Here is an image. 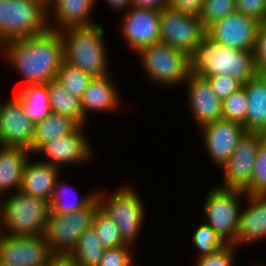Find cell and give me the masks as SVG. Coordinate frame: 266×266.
Returning a JSON list of instances; mask_svg holds the SVG:
<instances>
[{
	"instance_id": "6da1fadb",
	"label": "cell",
	"mask_w": 266,
	"mask_h": 266,
	"mask_svg": "<svg viewBox=\"0 0 266 266\" xmlns=\"http://www.w3.org/2000/svg\"><path fill=\"white\" fill-rule=\"evenodd\" d=\"M0 60L12 66L23 79V85L48 84L57 77L63 62L61 32L44 33L6 41L0 46Z\"/></svg>"
},
{
	"instance_id": "7a4b0ae2",
	"label": "cell",
	"mask_w": 266,
	"mask_h": 266,
	"mask_svg": "<svg viewBox=\"0 0 266 266\" xmlns=\"http://www.w3.org/2000/svg\"><path fill=\"white\" fill-rule=\"evenodd\" d=\"M189 71L204 78L225 74L242 84L257 74L253 51L220 45L207 35L189 55Z\"/></svg>"
},
{
	"instance_id": "3957f363",
	"label": "cell",
	"mask_w": 266,
	"mask_h": 266,
	"mask_svg": "<svg viewBox=\"0 0 266 266\" xmlns=\"http://www.w3.org/2000/svg\"><path fill=\"white\" fill-rule=\"evenodd\" d=\"M105 31L103 24L99 22L90 26L70 27L60 31L63 61L92 77L112 74L107 57V44L104 41Z\"/></svg>"
},
{
	"instance_id": "277c9868",
	"label": "cell",
	"mask_w": 266,
	"mask_h": 266,
	"mask_svg": "<svg viewBox=\"0 0 266 266\" xmlns=\"http://www.w3.org/2000/svg\"><path fill=\"white\" fill-rule=\"evenodd\" d=\"M49 213L50 202L44 199L22 191L3 195L0 197V233L23 237L44 235Z\"/></svg>"
},
{
	"instance_id": "5b68a950",
	"label": "cell",
	"mask_w": 266,
	"mask_h": 266,
	"mask_svg": "<svg viewBox=\"0 0 266 266\" xmlns=\"http://www.w3.org/2000/svg\"><path fill=\"white\" fill-rule=\"evenodd\" d=\"M102 190L97 192L100 209L117 224L122 240L135 247L147 217L142 196L128 183L109 194Z\"/></svg>"
},
{
	"instance_id": "8992f818",
	"label": "cell",
	"mask_w": 266,
	"mask_h": 266,
	"mask_svg": "<svg viewBox=\"0 0 266 266\" xmlns=\"http://www.w3.org/2000/svg\"><path fill=\"white\" fill-rule=\"evenodd\" d=\"M135 55L146 80L158 88L167 86L170 90L183 86L190 74L189 56L168 44L159 42L142 48Z\"/></svg>"
},
{
	"instance_id": "52a82bcc",
	"label": "cell",
	"mask_w": 266,
	"mask_h": 266,
	"mask_svg": "<svg viewBox=\"0 0 266 266\" xmlns=\"http://www.w3.org/2000/svg\"><path fill=\"white\" fill-rule=\"evenodd\" d=\"M47 7L38 0H0V46L6 41L44 33Z\"/></svg>"
},
{
	"instance_id": "ba28073f",
	"label": "cell",
	"mask_w": 266,
	"mask_h": 266,
	"mask_svg": "<svg viewBox=\"0 0 266 266\" xmlns=\"http://www.w3.org/2000/svg\"><path fill=\"white\" fill-rule=\"evenodd\" d=\"M246 197L243 190L211 187L202 205L203 222L209 225L225 244L237 246V231L242 205Z\"/></svg>"
},
{
	"instance_id": "9c48e42d",
	"label": "cell",
	"mask_w": 266,
	"mask_h": 266,
	"mask_svg": "<svg viewBox=\"0 0 266 266\" xmlns=\"http://www.w3.org/2000/svg\"><path fill=\"white\" fill-rule=\"evenodd\" d=\"M99 208L96 198L86 208L69 214H55L50 211L44 238L52 253L70 255L82 233L93 226L94 216Z\"/></svg>"
},
{
	"instance_id": "30bf717a",
	"label": "cell",
	"mask_w": 266,
	"mask_h": 266,
	"mask_svg": "<svg viewBox=\"0 0 266 266\" xmlns=\"http://www.w3.org/2000/svg\"><path fill=\"white\" fill-rule=\"evenodd\" d=\"M85 128V126H78L73 132L47 142L40 146L32 156L40 155V158L45 156L38 161L49 163L61 171H63L62 167L65 168L68 165L79 166L84 163H91L94 159L95 150L93 144L89 142Z\"/></svg>"
},
{
	"instance_id": "8fae6325",
	"label": "cell",
	"mask_w": 266,
	"mask_h": 266,
	"mask_svg": "<svg viewBox=\"0 0 266 266\" xmlns=\"http://www.w3.org/2000/svg\"><path fill=\"white\" fill-rule=\"evenodd\" d=\"M265 136L259 132L244 133L230 159L221 168L223 183H217L218 188L244 190L250 184L260 143Z\"/></svg>"
},
{
	"instance_id": "7c38bea8",
	"label": "cell",
	"mask_w": 266,
	"mask_h": 266,
	"mask_svg": "<svg viewBox=\"0 0 266 266\" xmlns=\"http://www.w3.org/2000/svg\"><path fill=\"white\" fill-rule=\"evenodd\" d=\"M206 35L201 20L169 7L160 11V41L190 55Z\"/></svg>"
},
{
	"instance_id": "4fadbf2b",
	"label": "cell",
	"mask_w": 266,
	"mask_h": 266,
	"mask_svg": "<svg viewBox=\"0 0 266 266\" xmlns=\"http://www.w3.org/2000/svg\"><path fill=\"white\" fill-rule=\"evenodd\" d=\"M120 20L121 38L135 54L160 41V11L132 6Z\"/></svg>"
},
{
	"instance_id": "5bb4252c",
	"label": "cell",
	"mask_w": 266,
	"mask_h": 266,
	"mask_svg": "<svg viewBox=\"0 0 266 266\" xmlns=\"http://www.w3.org/2000/svg\"><path fill=\"white\" fill-rule=\"evenodd\" d=\"M198 130L203 151L210 161L220 168L230 159L240 138L246 132L242 124L223 118Z\"/></svg>"
},
{
	"instance_id": "9a60e30c",
	"label": "cell",
	"mask_w": 266,
	"mask_h": 266,
	"mask_svg": "<svg viewBox=\"0 0 266 266\" xmlns=\"http://www.w3.org/2000/svg\"><path fill=\"white\" fill-rule=\"evenodd\" d=\"M44 235L8 236L0 233V262L11 266H45L53 256Z\"/></svg>"
},
{
	"instance_id": "2e32d148",
	"label": "cell",
	"mask_w": 266,
	"mask_h": 266,
	"mask_svg": "<svg viewBox=\"0 0 266 266\" xmlns=\"http://www.w3.org/2000/svg\"><path fill=\"white\" fill-rule=\"evenodd\" d=\"M259 25L254 18L234 12L211 24L206 35L220 45L254 51Z\"/></svg>"
},
{
	"instance_id": "e0dca14e",
	"label": "cell",
	"mask_w": 266,
	"mask_h": 266,
	"mask_svg": "<svg viewBox=\"0 0 266 266\" xmlns=\"http://www.w3.org/2000/svg\"><path fill=\"white\" fill-rule=\"evenodd\" d=\"M34 125L14 93L6 101L0 99V145L24 147L32 154Z\"/></svg>"
},
{
	"instance_id": "ac0fdd59",
	"label": "cell",
	"mask_w": 266,
	"mask_h": 266,
	"mask_svg": "<svg viewBox=\"0 0 266 266\" xmlns=\"http://www.w3.org/2000/svg\"><path fill=\"white\" fill-rule=\"evenodd\" d=\"M186 84L189 113L197 128L222 119V101L213 92L208 80L204 77L189 74Z\"/></svg>"
},
{
	"instance_id": "d6986e66",
	"label": "cell",
	"mask_w": 266,
	"mask_h": 266,
	"mask_svg": "<svg viewBox=\"0 0 266 266\" xmlns=\"http://www.w3.org/2000/svg\"><path fill=\"white\" fill-rule=\"evenodd\" d=\"M96 3V0H54L47 7L48 29L62 31L97 23L93 20Z\"/></svg>"
},
{
	"instance_id": "ffe728a7",
	"label": "cell",
	"mask_w": 266,
	"mask_h": 266,
	"mask_svg": "<svg viewBox=\"0 0 266 266\" xmlns=\"http://www.w3.org/2000/svg\"><path fill=\"white\" fill-rule=\"evenodd\" d=\"M112 74L92 77L82 95L81 108L83 117L88 122L89 112L115 113L120 108L122 97L119 89L112 79ZM121 98V99H120Z\"/></svg>"
},
{
	"instance_id": "44dd1931",
	"label": "cell",
	"mask_w": 266,
	"mask_h": 266,
	"mask_svg": "<svg viewBox=\"0 0 266 266\" xmlns=\"http://www.w3.org/2000/svg\"><path fill=\"white\" fill-rule=\"evenodd\" d=\"M247 205L242 206L237 231V247L266 240V195H246Z\"/></svg>"
},
{
	"instance_id": "7402d4cb",
	"label": "cell",
	"mask_w": 266,
	"mask_h": 266,
	"mask_svg": "<svg viewBox=\"0 0 266 266\" xmlns=\"http://www.w3.org/2000/svg\"><path fill=\"white\" fill-rule=\"evenodd\" d=\"M33 158L35 157L30 156L25 163L20 191L50 202L55 183L62 171L49 163L37 159L35 161Z\"/></svg>"
},
{
	"instance_id": "603a6c76",
	"label": "cell",
	"mask_w": 266,
	"mask_h": 266,
	"mask_svg": "<svg viewBox=\"0 0 266 266\" xmlns=\"http://www.w3.org/2000/svg\"><path fill=\"white\" fill-rule=\"evenodd\" d=\"M30 156L24 147L0 145V197L20 191L23 169Z\"/></svg>"
},
{
	"instance_id": "cb8c5ba5",
	"label": "cell",
	"mask_w": 266,
	"mask_h": 266,
	"mask_svg": "<svg viewBox=\"0 0 266 266\" xmlns=\"http://www.w3.org/2000/svg\"><path fill=\"white\" fill-rule=\"evenodd\" d=\"M242 87L246 90L248 101L246 132L266 135V76L256 74Z\"/></svg>"
},
{
	"instance_id": "d4e9b609",
	"label": "cell",
	"mask_w": 266,
	"mask_h": 266,
	"mask_svg": "<svg viewBox=\"0 0 266 266\" xmlns=\"http://www.w3.org/2000/svg\"><path fill=\"white\" fill-rule=\"evenodd\" d=\"M61 177L55 183L53 195L50 200L51 212L55 214H69L86 208L97 198L98 190L91 189L88 193L79 196L74 186L61 180Z\"/></svg>"
},
{
	"instance_id": "484cf974",
	"label": "cell",
	"mask_w": 266,
	"mask_h": 266,
	"mask_svg": "<svg viewBox=\"0 0 266 266\" xmlns=\"http://www.w3.org/2000/svg\"><path fill=\"white\" fill-rule=\"evenodd\" d=\"M13 93L19 98L25 114L34 124L42 121L52 112L48 84L20 86Z\"/></svg>"
},
{
	"instance_id": "4316f807",
	"label": "cell",
	"mask_w": 266,
	"mask_h": 266,
	"mask_svg": "<svg viewBox=\"0 0 266 266\" xmlns=\"http://www.w3.org/2000/svg\"><path fill=\"white\" fill-rule=\"evenodd\" d=\"M79 125L67 116L51 112L45 119L35 123L32 154L42 145L62 135L73 132Z\"/></svg>"
},
{
	"instance_id": "83f0119b",
	"label": "cell",
	"mask_w": 266,
	"mask_h": 266,
	"mask_svg": "<svg viewBox=\"0 0 266 266\" xmlns=\"http://www.w3.org/2000/svg\"><path fill=\"white\" fill-rule=\"evenodd\" d=\"M48 92L53 113L67 116L79 126L87 125V121L83 117L81 100L78 97L66 91L56 79L48 83Z\"/></svg>"
},
{
	"instance_id": "f1b7e54d",
	"label": "cell",
	"mask_w": 266,
	"mask_h": 266,
	"mask_svg": "<svg viewBox=\"0 0 266 266\" xmlns=\"http://www.w3.org/2000/svg\"><path fill=\"white\" fill-rule=\"evenodd\" d=\"M104 250L92 226L79 237L77 245L70 256L76 266H98Z\"/></svg>"
},
{
	"instance_id": "f546056e",
	"label": "cell",
	"mask_w": 266,
	"mask_h": 266,
	"mask_svg": "<svg viewBox=\"0 0 266 266\" xmlns=\"http://www.w3.org/2000/svg\"><path fill=\"white\" fill-rule=\"evenodd\" d=\"M91 78L92 76L88 73L63 61L59 67L56 80L66 91L81 99Z\"/></svg>"
},
{
	"instance_id": "4dcf8cb0",
	"label": "cell",
	"mask_w": 266,
	"mask_h": 266,
	"mask_svg": "<svg viewBox=\"0 0 266 266\" xmlns=\"http://www.w3.org/2000/svg\"><path fill=\"white\" fill-rule=\"evenodd\" d=\"M93 227L104 249L127 245L122 240L117 224L100 208L95 213Z\"/></svg>"
},
{
	"instance_id": "1f68e13d",
	"label": "cell",
	"mask_w": 266,
	"mask_h": 266,
	"mask_svg": "<svg viewBox=\"0 0 266 266\" xmlns=\"http://www.w3.org/2000/svg\"><path fill=\"white\" fill-rule=\"evenodd\" d=\"M248 101L246 90L242 87L237 92L222 100V117L240 123L246 131V112Z\"/></svg>"
},
{
	"instance_id": "d6a6232c",
	"label": "cell",
	"mask_w": 266,
	"mask_h": 266,
	"mask_svg": "<svg viewBox=\"0 0 266 266\" xmlns=\"http://www.w3.org/2000/svg\"><path fill=\"white\" fill-rule=\"evenodd\" d=\"M191 240L196 250L200 252L197 254V258L209 255L225 245L216 232L204 222L195 228Z\"/></svg>"
},
{
	"instance_id": "836d02e7",
	"label": "cell",
	"mask_w": 266,
	"mask_h": 266,
	"mask_svg": "<svg viewBox=\"0 0 266 266\" xmlns=\"http://www.w3.org/2000/svg\"><path fill=\"white\" fill-rule=\"evenodd\" d=\"M243 191L246 195H266V136L260 143L251 182Z\"/></svg>"
},
{
	"instance_id": "e575fe53",
	"label": "cell",
	"mask_w": 266,
	"mask_h": 266,
	"mask_svg": "<svg viewBox=\"0 0 266 266\" xmlns=\"http://www.w3.org/2000/svg\"><path fill=\"white\" fill-rule=\"evenodd\" d=\"M236 12V0H204L200 20L205 29L214 22Z\"/></svg>"
},
{
	"instance_id": "d590c367",
	"label": "cell",
	"mask_w": 266,
	"mask_h": 266,
	"mask_svg": "<svg viewBox=\"0 0 266 266\" xmlns=\"http://www.w3.org/2000/svg\"><path fill=\"white\" fill-rule=\"evenodd\" d=\"M237 249L235 244H225L209 255L196 258V266H236Z\"/></svg>"
},
{
	"instance_id": "8d00e7d4",
	"label": "cell",
	"mask_w": 266,
	"mask_h": 266,
	"mask_svg": "<svg viewBox=\"0 0 266 266\" xmlns=\"http://www.w3.org/2000/svg\"><path fill=\"white\" fill-rule=\"evenodd\" d=\"M132 249L130 245L105 249L98 266H138Z\"/></svg>"
},
{
	"instance_id": "74e56055",
	"label": "cell",
	"mask_w": 266,
	"mask_h": 266,
	"mask_svg": "<svg viewBox=\"0 0 266 266\" xmlns=\"http://www.w3.org/2000/svg\"><path fill=\"white\" fill-rule=\"evenodd\" d=\"M205 78L208 80L213 92L221 101L232 93L237 92L243 86L237 79L225 74Z\"/></svg>"
},
{
	"instance_id": "f35d334b",
	"label": "cell",
	"mask_w": 266,
	"mask_h": 266,
	"mask_svg": "<svg viewBox=\"0 0 266 266\" xmlns=\"http://www.w3.org/2000/svg\"><path fill=\"white\" fill-rule=\"evenodd\" d=\"M236 12L266 23V0H236Z\"/></svg>"
},
{
	"instance_id": "ab89813d",
	"label": "cell",
	"mask_w": 266,
	"mask_h": 266,
	"mask_svg": "<svg viewBox=\"0 0 266 266\" xmlns=\"http://www.w3.org/2000/svg\"><path fill=\"white\" fill-rule=\"evenodd\" d=\"M253 52L257 74L266 76V23L258 27Z\"/></svg>"
},
{
	"instance_id": "60d3db41",
	"label": "cell",
	"mask_w": 266,
	"mask_h": 266,
	"mask_svg": "<svg viewBox=\"0 0 266 266\" xmlns=\"http://www.w3.org/2000/svg\"><path fill=\"white\" fill-rule=\"evenodd\" d=\"M204 0H168L167 7L185 15L200 18Z\"/></svg>"
},
{
	"instance_id": "b9f144b4",
	"label": "cell",
	"mask_w": 266,
	"mask_h": 266,
	"mask_svg": "<svg viewBox=\"0 0 266 266\" xmlns=\"http://www.w3.org/2000/svg\"><path fill=\"white\" fill-rule=\"evenodd\" d=\"M168 0H132V6L161 11L167 7Z\"/></svg>"
},
{
	"instance_id": "7bdbcfd3",
	"label": "cell",
	"mask_w": 266,
	"mask_h": 266,
	"mask_svg": "<svg viewBox=\"0 0 266 266\" xmlns=\"http://www.w3.org/2000/svg\"><path fill=\"white\" fill-rule=\"evenodd\" d=\"M97 4L99 0L97 1ZM107 6L112 9V11L117 13H124L132 7V0H104Z\"/></svg>"
},
{
	"instance_id": "ee69618b",
	"label": "cell",
	"mask_w": 266,
	"mask_h": 266,
	"mask_svg": "<svg viewBox=\"0 0 266 266\" xmlns=\"http://www.w3.org/2000/svg\"><path fill=\"white\" fill-rule=\"evenodd\" d=\"M45 266H76L70 255L54 254Z\"/></svg>"
},
{
	"instance_id": "f6af8a7d",
	"label": "cell",
	"mask_w": 266,
	"mask_h": 266,
	"mask_svg": "<svg viewBox=\"0 0 266 266\" xmlns=\"http://www.w3.org/2000/svg\"><path fill=\"white\" fill-rule=\"evenodd\" d=\"M40 1L45 7H48L54 0H38Z\"/></svg>"
},
{
	"instance_id": "bcb514c9",
	"label": "cell",
	"mask_w": 266,
	"mask_h": 266,
	"mask_svg": "<svg viewBox=\"0 0 266 266\" xmlns=\"http://www.w3.org/2000/svg\"><path fill=\"white\" fill-rule=\"evenodd\" d=\"M0 266H11V265H7V264L0 262Z\"/></svg>"
}]
</instances>
